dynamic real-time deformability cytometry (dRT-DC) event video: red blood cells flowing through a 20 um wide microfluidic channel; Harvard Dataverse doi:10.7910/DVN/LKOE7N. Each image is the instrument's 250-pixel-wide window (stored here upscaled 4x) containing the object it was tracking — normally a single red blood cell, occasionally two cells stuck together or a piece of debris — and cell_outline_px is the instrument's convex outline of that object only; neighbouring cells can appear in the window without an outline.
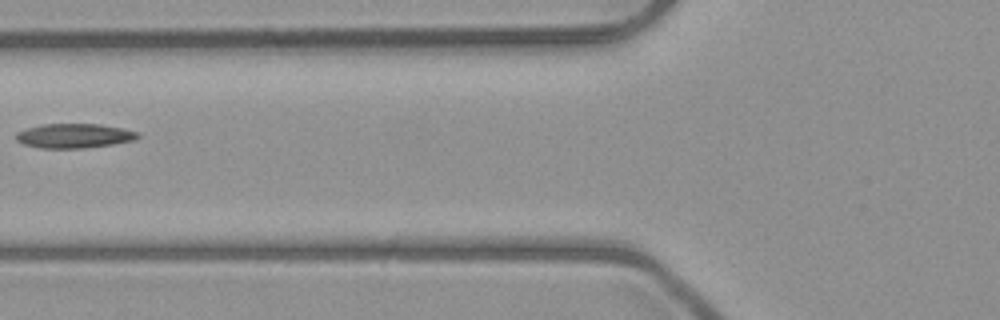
{"species": "common noctule bat (a hibernating species)", "species_latin": "Nyctalus noctula", "temperature_condition": "room temperature", "stored_images_in_passage": 7, "camera_frame_rate_fps": 3000, "um_per_image_px": 0.085, "animal": {"sex": "male", "body_mass_g": 23.1, "forearm_length_mm": 52.7}, "frame": {"image": 1, "passage_image": 6, "time_ms": 5.667, "image_size_px": [1000, 320], "cell_outline_px": [[140, 136], [136, 140], [112, 144], [84, 148], [40, 148], [24, 144], [16, 140], [16, 132], [40, 124], [100, 124], [124, 128], [140, 132]], "centroid_in_image_um": [6.34, 11.54], "position_along_channel_um": 119.5, "area_um2": 17.46}}
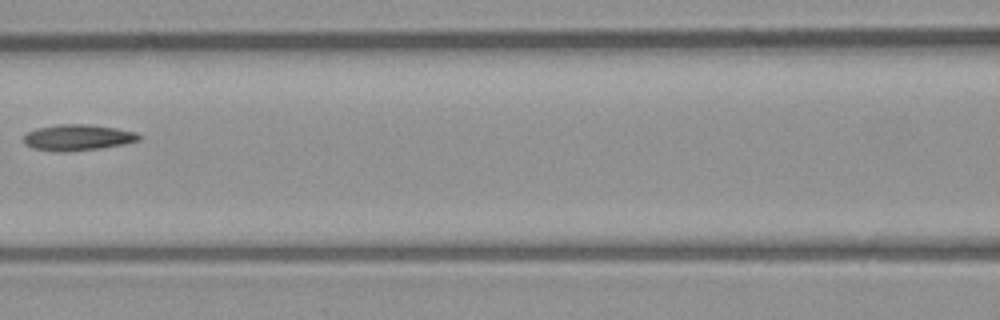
{"frame": {"image": 2, "passage_image": 7, "time_ms": 6.667, "image_size_px": [1000, 320], "cell_outline_px": [[140, 140], [124, 144], [100, 148], [64, 152], [56, 152], [32, 148], [24, 144], [24, 136], [28, 132], [36, 128], [56, 124], [88, 124], [116, 128], [136, 132], [140, 136]], "centroid_in_image_um": [6.58, 11.69], "position_along_channel_um": 160.0, "area_um2": 17.57}}